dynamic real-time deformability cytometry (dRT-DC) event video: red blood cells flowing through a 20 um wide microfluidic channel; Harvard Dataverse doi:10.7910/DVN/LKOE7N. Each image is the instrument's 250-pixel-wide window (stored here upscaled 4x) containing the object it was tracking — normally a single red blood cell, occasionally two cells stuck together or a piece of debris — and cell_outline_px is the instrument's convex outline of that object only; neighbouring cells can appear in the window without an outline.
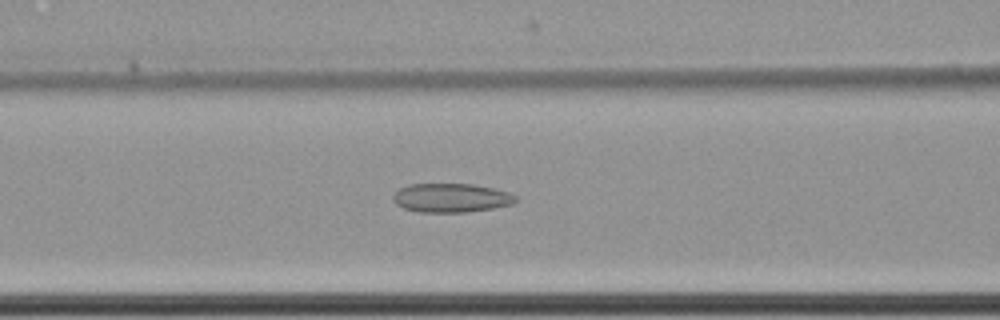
{"species": "common noctule bat (a hibernating species)", "species_latin": "Nyctalus noctula", "temperature_condition": "cold", "stored_images_in_passage": 62, "camera_frame_rate_fps": 3000, "um_per_image_px": 0.085, "animal": {"sex": "female", "body_mass_g": 22.7, "forearm_length_mm": 54.2}, "frame": {"image": 1, "passage_image": 28, "time_ms": 9.0, "image_size_px": [1000, 320], "cell_outline_px": [[516, 200], [512, 204], [492, 208], [468, 212], [420, 212], [404, 208], [396, 204], [392, 200], [392, 196], [400, 188], [408, 184], [472, 184], [492, 188], [508, 192], [516, 196]], "centroid_in_image_um": [38.32, 16.82], "position_along_channel_um": 128.3, "area_um2": 20.58}}
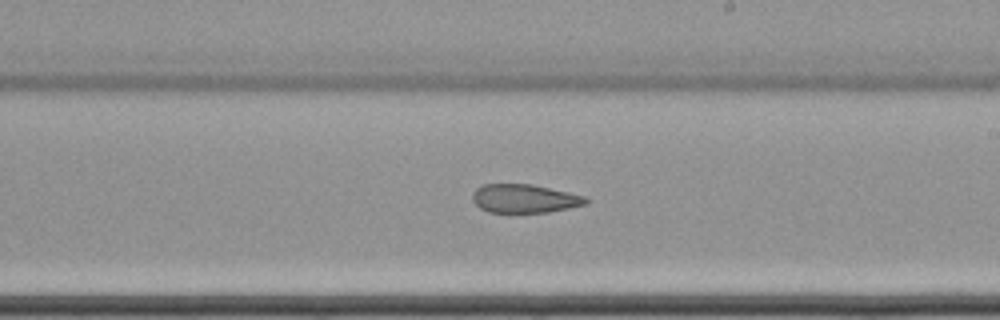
{"frame": {"image": 2, "passage_image": 38, "time_ms": 12.333, "image_size_px": [1000, 320], "cell_outline_px": [[588, 204], [548, 212], [488, 212], [480, 208], [472, 200], [472, 192], [476, 188], [484, 184], [532, 184], [568, 192], [584, 196], [588, 200]], "centroid_in_image_um": [44.56, 16.87], "position_along_channel_um": 244.4, "area_um2": 18.84}}
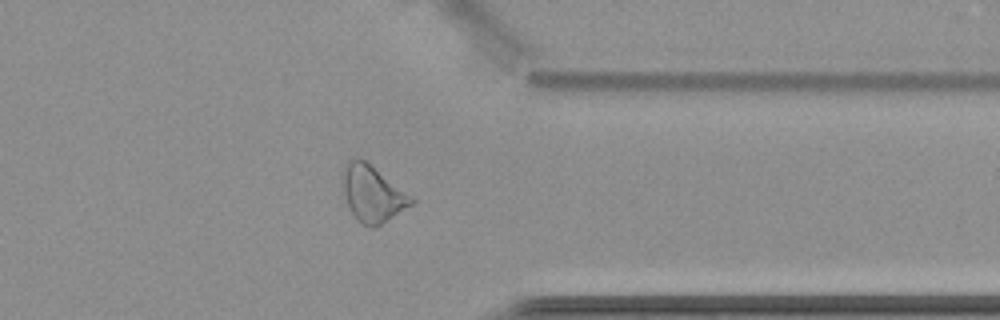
{"frame": {"image": 3, "passage_image": 50, "time_ms": 16.333, "image_size_px": [1000, 320], "cell_outline_px": [[416, 200], [412, 204], [376, 228], [372, 228], [360, 224], [356, 220], [348, 208], [340, 180], [340, 172], [344, 164], [352, 160], [364, 160], [412, 196]], "centroid_in_image_um": [31.6, 16.5], "position_along_channel_um": 379.8, "area_um2": 22.66}}